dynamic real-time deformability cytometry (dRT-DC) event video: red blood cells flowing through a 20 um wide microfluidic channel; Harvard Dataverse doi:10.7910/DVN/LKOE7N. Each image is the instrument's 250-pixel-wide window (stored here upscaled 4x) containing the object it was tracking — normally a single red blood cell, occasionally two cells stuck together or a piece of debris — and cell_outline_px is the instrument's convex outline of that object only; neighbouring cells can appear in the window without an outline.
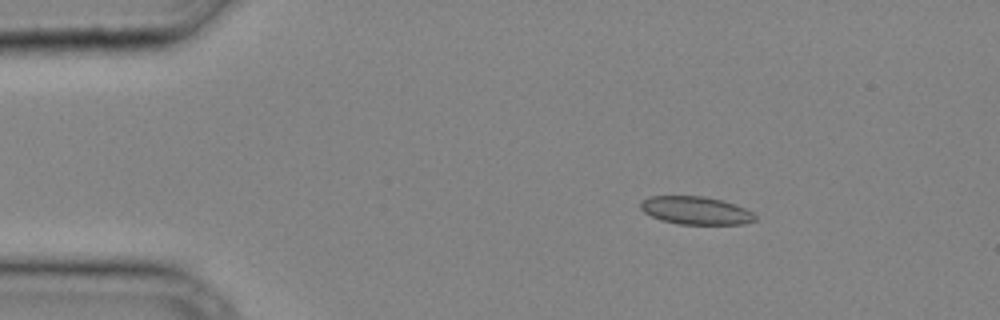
{"species": "common noctule bat (a hibernating species)", "species_latin": "Nyctalus noctula", "temperature_condition": "cold", "stored_images_in_passage": 34, "camera_frame_rate_fps": 3000, "um_per_image_px": 0.085, "animal": {"sex": "male", "body_mass_g": 20.4}, "frame": {"image": 1, "passage_image": 5, "time_ms": 1.333, "image_size_px": [1000, 320], "cell_outline_px": [[756, 220], [744, 224], [676, 224], [660, 220], [644, 212], [640, 208], [640, 200], [648, 196], [704, 196], [724, 200], [736, 204], [752, 212], [756, 216]], "centroid_in_image_um": [59.12, 17.88], "position_along_channel_um": 25.9, "area_um2": 18.9}}
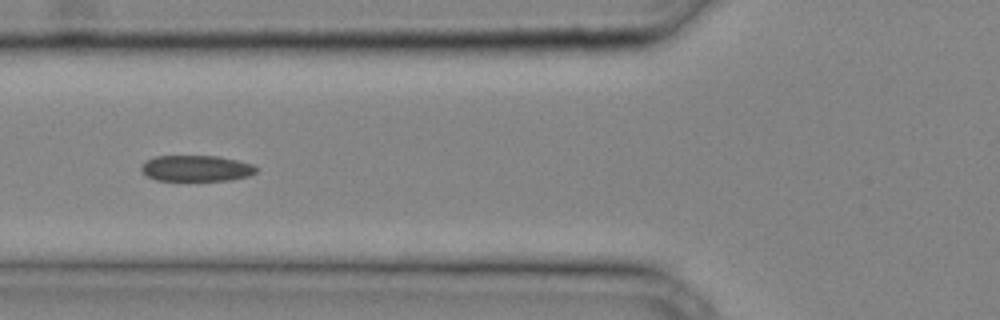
{"frame": {"image": 2, "passage_image": 13, "time_ms": 4.0, "image_size_px": [1000, 320], "cell_outline_px": [[256, 172], [248, 176], [232, 180], [156, 180], [148, 176], [140, 168], [148, 160], [156, 156], [216, 156], [236, 160], [252, 164], [256, 168]], "centroid_in_image_um": [16.7, 14.31], "position_along_channel_um": 109.1, "area_um2": 17.11}}
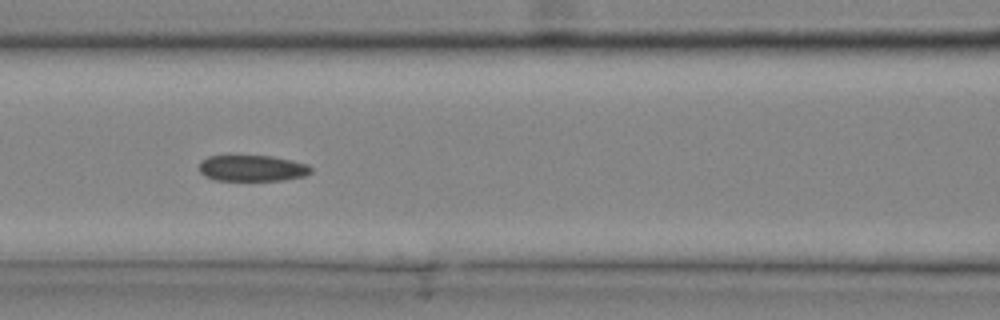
{"frame": {"image": 3, "passage_image": 15, "time_ms": 4.667, "image_size_px": [1000, 320], "cell_outline_px": [[312, 172], [304, 176], [280, 180], [216, 180], [204, 176], [200, 172], [200, 160], [208, 156], [228, 152], [272, 156], [292, 160], [308, 164], [312, 168]], "centroid_in_image_um": [21.37, 14.23], "position_along_channel_um": 145.2, "area_um2": 17.92}}